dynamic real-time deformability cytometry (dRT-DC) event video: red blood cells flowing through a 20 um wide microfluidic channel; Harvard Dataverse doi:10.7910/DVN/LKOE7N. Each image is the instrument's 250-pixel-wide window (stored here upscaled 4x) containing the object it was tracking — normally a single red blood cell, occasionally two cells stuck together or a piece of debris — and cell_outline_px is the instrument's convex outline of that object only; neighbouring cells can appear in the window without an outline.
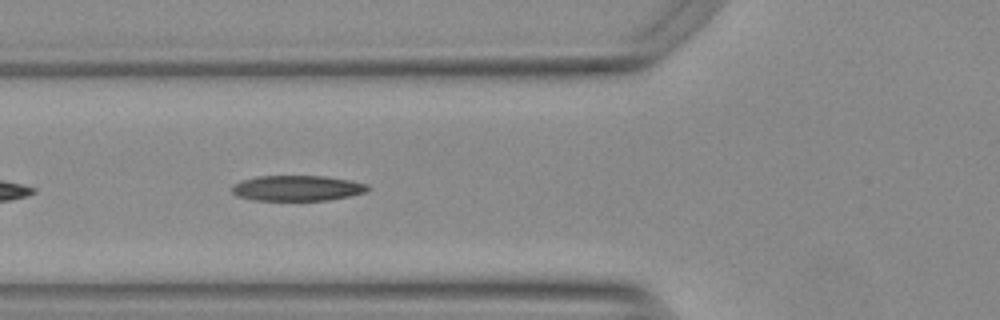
{"species": "Egyptian fruit bat (a non-hibernating species)", "species_latin": "Rousettus aegyptiacus", "temperature_condition": "warm", "stored_images_in_passage": 33, "camera_frame_rate_fps": 3000, "um_per_image_px": 0.085, "animal": {"sex": "female"}, "frame": {"image": 1, "passage_image": 6, "time_ms": 1.667, "image_size_px": [1000, 320], "cell_outline_px": [[372, 188], [368, 192], [328, 200], [252, 200], [236, 196], [232, 192], [232, 188], [236, 184], [244, 180], [260, 176], [324, 176], [348, 180], [368, 184]], "centroid_in_image_um": [25.32, 16.0], "position_along_channel_um": 100.5, "area_um2": 20.06}}
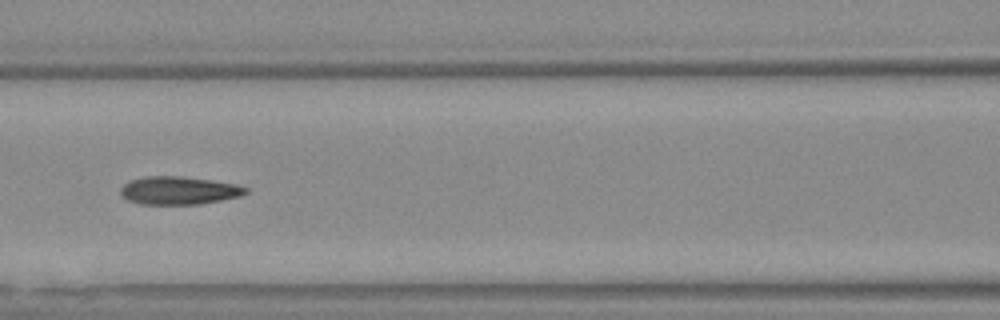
{"frame": {"image": 2, "passage_image": 10, "time_ms": 3.0, "image_size_px": [1000, 320], "cell_outline_px": [[248, 192], [240, 196], [200, 204], [140, 204], [128, 200], [120, 192], [120, 188], [124, 184], [132, 180], [148, 176], [180, 176], [236, 184], [248, 188]], "centroid_in_image_um": [15.2, 16.19], "position_along_channel_um": 151.4, "area_um2": 20.17}, "authors_computed_cell_mechanics": {"area_um2": 20.2878, "velocity_mm_per_s": 3.7797, "shape_relaxation_time_tau1_ms": 5.6349, "shape_relaxation_time_tau2_ms": 2.4226, "deformation_change_tau1": 0.2136, "deformation_change_tau2": 0.1186}}